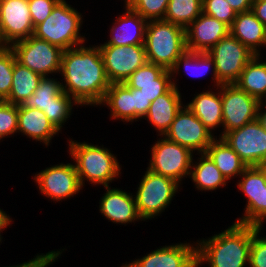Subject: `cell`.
<instances>
[{
  "label": "cell",
  "mask_w": 266,
  "mask_h": 267,
  "mask_svg": "<svg viewBox=\"0 0 266 267\" xmlns=\"http://www.w3.org/2000/svg\"><path fill=\"white\" fill-rule=\"evenodd\" d=\"M202 10L204 14L224 22L229 27L237 15L227 0H202Z\"/></svg>",
  "instance_id": "cell-37"
},
{
  "label": "cell",
  "mask_w": 266,
  "mask_h": 267,
  "mask_svg": "<svg viewBox=\"0 0 266 267\" xmlns=\"http://www.w3.org/2000/svg\"><path fill=\"white\" fill-rule=\"evenodd\" d=\"M106 193L99 202V211L106 219L113 223L128 224L142 221L139 215L135 198L132 193H127L119 188L105 187Z\"/></svg>",
  "instance_id": "cell-20"
},
{
  "label": "cell",
  "mask_w": 266,
  "mask_h": 267,
  "mask_svg": "<svg viewBox=\"0 0 266 267\" xmlns=\"http://www.w3.org/2000/svg\"><path fill=\"white\" fill-rule=\"evenodd\" d=\"M162 137L151 147V160L147 169L181 184L183 177L190 176L194 153L189 148Z\"/></svg>",
  "instance_id": "cell-8"
},
{
  "label": "cell",
  "mask_w": 266,
  "mask_h": 267,
  "mask_svg": "<svg viewBox=\"0 0 266 267\" xmlns=\"http://www.w3.org/2000/svg\"><path fill=\"white\" fill-rule=\"evenodd\" d=\"M144 47L149 63L171 70L187 50L185 29L166 20L147 21Z\"/></svg>",
  "instance_id": "cell-4"
},
{
  "label": "cell",
  "mask_w": 266,
  "mask_h": 267,
  "mask_svg": "<svg viewBox=\"0 0 266 267\" xmlns=\"http://www.w3.org/2000/svg\"><path fill=\"white\" fill-rule=\"evenodd\" d=\"M265 99V101H261L259 106H264L266 107V96L263 98V100ZM265 103V104H264Z\"/></svg>",
  "instance_id": "cell-48"
},
{
  "label": "cell",
  "mask_w": 266,
  "mask_h": 267,
  "mask_svg": "<svg viewBox=\"0 0 266 267\" xmlns=\"http://www.w3.org/2000/svg\"><path fill=\"white\" fill-rule=\"evenodd\" d=\"M7 227H0V242L2 240V237H1V232L4 231V229H6Z\"/></svg>",
  "instance_id": "cell-49"
},
{
  "label": "cell",
  "mask_w": 266,
  "mask_h": 267,
  "mask_svg": "<svg viewBox=\"0 0 266 267\" xmlns=\"http://www.w3.org/2000/svg\"><path fill=\"white\" fill-rule=\"evenodd\" d=\"M34 26L28 0H0V36L3 46L33 35Z\"/></svg>",
  "instance_id": "cell-16"
},
{
  "label": "cell",
  "mask_w": 266,
  "mask_h": 267,
  "mask_svg": "<svg viewBox=\"0 0 266 267\" xmlns=\"http://www.w3.org/2000/svg\"><path fill=\"white\" fill-rule=\"evenodd\" d=\"M124 83L129 88L140 89L150 102L173 87L171 71L149 62L139 67Z\"/></svg>",
  "instance_id": "cell-19"
},
{
  "label": "cell",
  "mask_w": 266,
  "mask_h": 267,
  "mask_svg": "<svg viewBox=\"0 0 266 267\" xmlns=\"http://www.w3.org/2000/svg\"><path fill=\"white\" fill-rule=\"evenodd\" d=\"M147 21L125 3V13L116 18L110 40L100 45L128 46L144 44Z\"/></svg>",
  "instance_id": "cell-21"
},
{
  "label": "cell",
  "mask_w": 266,
  "mask_h": 267,
  "mask_svg": "<svg viewBox=\"0 0 266 267\" xmlns=\"http://www.w3.org/2000/svg\"><path fill=\"white\" fill-rule=\"evenodd\" d=\"M265 108L263 106H259L257 119L260 121L262 126L266 129V109ZM263 109H265V110H263ZM261 110H263V111H261Z\"/></svg>",
  "instance_id": "cell-46"
},
{
  "label": "cell",
  "mask_w": 266,
  "mask_h": 267,
  "mask_svg": "<svg viewBox=\"0 0 266 267\" xmlns=\"http://www.w3.org/2000/svg\"><path fill=\"white\" fill-rule=\"evenodd\" d=\"M168 140L189 148L197 154L205 153L215 139L214 134L183 105L178 111L171 126L163 135Z\"/></svg>",
  "instance_id": "cell-12"
},
{
  "label": "cell",
  "mask_w": 266,
  "mask_h": 267,
  "mask_svg": "<svg viewBox=\"0 0 266 267\" xmlns=\"http://www.w3.org/2000/svg\"><path fill=\"white\" fill-rule=\"evenodd\" d=\"M205 153L214 162L227 181L236 175L239 177L247 168V165L239 155L222 137H219V139L216 137Z\"/></svg>",
  "instance_id": "cell-26"
},
{
  "label": "cell",
  "mask_w": 266,
  "mask_h": 267,
  "mask_svg": "<svg viewBox=\"0 0 266 267\" xmlns=\"http://www.w3.org/2000/svg\"><path fill=\"white\" fill-rule=\"evenodd\" d=\"M82 15L65 0H60L50 15L34 27L33 36L43 39L62 50L79 46L85 42L81 36Z\"/></svg>",
  "instance_id": "cell-5"
},
{
  "label": "cell",
  "mask_w": 266,
  "mask_h": 267,
  "mask_svg": "<svg viewBox=\"0 0 266 267\" xmlns=\"http://www.w3.org/2000/svg\"><path fill=\"white\" fill-rule=\"evenodd\" d=\"M132 102L134 107V120L142 119L147 114L150 107V100L147 99L140 89L131 88Z\"/></svg>",
  "instance_id": "cell-41"
},
{
  "label": "cell",
  "mask_w": 266,
  "mask_h": 267,
  "mask_svg": "<svg viewBox=\"0 0 266 267\" xmlns=\"http://www.w3.org/2000/svg\"><path fill=\"white\" fill-rule=\"evenodd\" d=\"M60 0H28L32 24L42 23Z\"/></svg>",
  "instance_id": "cell-40"
},
{
  "label": "cell",
  "mask_w": 266,
  "mask_h": 267,
  "mask_svg": "<svg viewBox=\"0 0 266 267\" xmlns=\"http://www.w3.org/2000/svg\"><path fill=\"white\" fill-rule=\"evenodd\" d=\"M216 90L218 92L211 91L210 89V91L206 90L205 92L198 93L190 103L186 104L211 132L223 124L221 85Z\"/></svg>",
  "instance_id": "cell-25"
},
{
  "label": "cell",
  "mask_w": 266,
  "mask_h": 267,
  "mask_svg": "<svg viewBox=\"0 0 266 267\" xmlns=\"http://www.w3.org/2000/svg\"><path fill=\"white\" fill-rule=\"evenodd\" d=\"M61 251V252H60ZM62 250H57V251H51L46 254H37L36 257L33 259L24 262L22 264H17L14 266H9V267H48L51 265L53 262H55L59 256H61Z\"/></svg>",
  "instance_id": "cell-42"
},
{
  "label": "cell",
  "mask_w": 266,
  "mask_h": 267,
  "mask_svg": "<svg viewBox=\"0 0 266 267\" xmlns=\"http://www.w3.org/2000/svg\"><path fill=\"white\" fill-rule=\"evenodd\" d=\"M251 11L266 26V0H253Z\"/></svg>",
  "instance_id": "cell-43"
},
{
  "label": "cell",
  "mask_w": 266,
  "mask_h": 267,
  "mask_svg": "<svg viewBox=\"0 0 266 267\" xmlns=\"http://www.w3.org/2000/svg\"><path fill=\"white\" fill-rule=\"evenodd\" d=\"M130 264L132 267H197V246L187 242L165 245Z\"/></svg>",
  "instance_id": "cell-18"
},
{
  "label": "cell",
  "mask_w": 266,
  "mask_h": 267,
  "mask_svg": "<svg viewBox=\"0 0 266 267\" xmlns=\"http://www.w3.org/2000/svg\"><path fill=\"white\" fill-rule=\"evenodd\" d=\"M222 138L250 166H259L266 158V129L258 119L226 132Z\"/></svg>",
  "instance_id": "cell-14"
},
{
  "label": "cell",
  "mask_w": 266,
  "mask_h": 267,
  "mask_svg": "<svg viewBox=\"0 0 266 267\" xmlns=\"http://www.w3.org/2000/svg\"><path fill=\"white\" fill-rule=\"evenodd\" d=\"M260 58L261 55H255L234 83L259 102L266 96V61L259 60Z\"/></svg>",
  "instance_id": "cell-28"
},
{
  "label": "cell",
  "mask_w": 266,
  "mask_h": 267,
  "mask_svg": "<svg viewBox=\"0 0 266 267\" xmlns=\"http://www.w3.org/2000/svg\"><path fill=\"white\" fill-rule=\"evenodd\" d=\"M34 180L39 191L46 197L58 202L69 199L82 190L74 164L60 163L36 173Z\"/></svg>",
  "instance_id": "cell-15"
},
{
  "label": "cell",
  "mask_w": 266,
  "mask_h": 267,
  "mask_svg": "<svg viewBox=\"0 0 266 267\" xmlns=\"http://www.w3.org/2000/svg\"><path fill=\"white\" fill-rule=\"evenodd\" d=\"M229 31L255 55H260V47H266V26L252 11L237 13Z\"/></svg>",
  "instance_id": "cell-22"
},
{
  "label": "cell",
  "mask_w": 266,
  "mask_h": 267,
  "mask_svg": "<svg viewBox=\"0 0 266 267\" xmlns=\"http://www.w3.org/2000/svg\"><path fill=\"white\" fill-rule=\"evenodd\" d=\"M17 132L45 146H49L52 138L59 133L42 110L23 107L21 104L18 105Z\"/></svg>",
  "instance_id": "cell-24"
},
{
  "label": "cell",
  "mask_w": 266,
  "mask_h": 267,
  "mask_svg": "<svg viewBox=\"0 0 266 267\" xmlns=\"http://www.w3.org/2000/svg\"><path fill=\"white\" fill-rule=\"evenodd\" d=\"M227 2L237 13L251 11L253 4V0H227Z\"/></svg>",
  "instance_id": "cell-44"
},
{
  "label": "cell",
  "mask_w": 266,
  "mask_h": 267,
  "mask_svg": "<svg viewBox=\"0 0 266 267\" xmlns=\"http://www.w3.org/2000/svg\"><path fill=\"white\" fill-rule=\"evenodd\" d=\"M134 195L142 220H149L160 214L171 204L180 186L176 180L155 174L147 169Z\"/></svg>",
  "instance_id": "cell-6"
},
{
  "label": "cell",
  "mask_w": 266,
  "mask_h": 267,
  "mask_svg": "<svg viewBox=\"0 0 266 267\" xmlns=\"http://www.w3.org/2000/svg\"><path fill=\"white\" fill-rule=\"evenodd\" d=\"M181 93L173 86L168 92L157 97L151 102L149 110L143 119L149 121L151 126L163 136L171 126L176 114L184 105L181 101Z\"/></svg>",
  "instance_id": "cell-23"
},
{
  "label": "cell",
  "mask_w": 266,
  "mask_h": 267,
  "mask_svg": "<svg viewBox=\"0 0 266 267\" xmlns=\"http://www.w3.org/2000/svg\"><path fill=\"white\" fill-rule=\"evenodd\" d=\"M121 267H132V265L130 263H127L124 265V263H123V265Z\"/></svg>",
  "instance_id": "cell-50"
},
{
  "label": "cell",
  "mask_w": 266,
  "mask_h": 267,
  "mask_svg": "<svg viewBox=\"0 0 266 267\" xmlns=\"http://www.w3.org/2000/svg\"><path fill=\"white\" fill-rule=\"evenodd\" d=\"M4 47L3 44H2V39H1V36H0V48Z\"/></svg>",
  "instance_id": "cell-51"
},
{
  "label": "cell",
  "mask_w": 266,
  "mask_h": 267,
  "mask_svg": "<svg viewBox=\"0 0 266 267\" xmlns=\"http://www.w3.org/2000/svg\"><path fill=\"white\" fill-rule=\"evenodd\" d=\"M124 2L146 21H152L164 19L169 0H125Z\"/></svg>",
  "instance_id": "cell-35"
},
{
  "label": "cell",
  "mask_w": 266,
  "mask_h": 267,
  "mask_svg": "<svg viewBox=\"0 0 266 267\" xmlns=\"http://www.w3.org/2000/svg\"><path fill=\"white\" fill-rule=\"evenodd\" d=\"M98 47L111 84L124 83L131 74L148 62L144 44L99 45Z\"/></svg>",
  "instance_id": "cell-13"
},
{
  "label": "cell",
  "mask_w": 266,
  "mask_h": 267,
  "mask_svg": "<svg viewBox=\"0 0 266 267\" xmlns=\"http://www.w3.org/2000/svg\"><path fill=\"white\" fill-rule=\"evenodd\" d=\"M110 109L111 119H120L123 122L134 121V107L131 88L125 83H112L107 89L102 102Z\"/></svg>",
  "instance_id": "cell-27"
},
{
  "label": "cell",
  "mask_w": 266,
  "mask_h": 267,
  "mask_svg": "<svg viewBox=\"0 0 266 267\" xmlns=\"http://www.w3.org/2000/svg\"><path fill=\"white\" fill-rule=\"evenodd\" d=\"M73 105L79 104L63 91L53 99V103L47 110H43V112L54 127L61 132V128L72 113Z\"/></svg>",
  "instance_id": "cell-34"
},
{
  "label": "cell",
  "mask_w": 266,
  "mask_h": 267,
  "mask_svg": "<svg viewBox=\"0 0 266 267\" xmlns=\"http://www.w3.org/2000/svg\"><path fill=\"white\" fill-rule=\"evenodd\" d=\"M207 53L214 61L217 79L222 84H234L246 64L255 56L230 33Z\"/></svg>",
  "instance_id": "cell-9"
},
{
  "label": "cell",
  "mask_w": 266,
  "mask_h": 267,
  "mask_svg": "<svg viewBox=\"0 0 266 267\" xmlns=\"http://www.w3.org/2000/svg\"><path fill=\"white\" fill-rule=\"evenodd\" d=\"M198 161L193 163L192 160L189 176L197 190L214 191L219 187L226 186L228 181L206 153H200Z\"/></svg>",
  "instance_id": "cell-30"
},
{
  "label": "cell",
  "mask_w": 266,
  "mask_h": 267,
  "mask_svg": "<svg viewBox=\"0 0 266 267\" xmlns=\"http://www.w3.org/2000/svg\"><path fill=\"white\" fill-rule=\"evenodd\" d=\"M15 60V54L10 47L0 48V97L2 100H6L11 91Z\"/></svg>",
  "instance_id": "cell-36"
},
{
  "label": "cell",
  "mask_w": 266,
  "mask_h": 267,
  "mask_svg": "<svg viewBox=\"0 0 266 267\" xmlns=\"http://www.w3.org/2000/svg\"><path fill=\"white\" fill-rule=\"evenodd\" d=\"M262 228L253 235L249 252V267H266V236L260 237Z\"/></svg>",
  "instance_id": "cell-39"
},
{
  "label": "cell",
  "mask_w": 266,
  "mask_h": 267,
  "mask_svg": "<svg viewBox=\"0 0 266 267\" xmlns=\"http://www.w3.org/2000/svg\"><path fill=\"white\" fill-rule=\"evenodd\" d=\"M229 33L228 25L202 12L185 29L186 48L193 52H208Z\"/></svg>",
  "instance_id": "cell-17"
},
{
  "label": "cell",
  "mask_w": 266,
  "mask_h": 267,
  "mask_svg": "<svg viewBox=\"0 0 266 267\" xmlns=\"http://www.w3.org/2000/svg\"><path fill=\"white\" fill-rule=\"evenodd\" d=\"M62 92V82L57 81V79L43 77L32 96L23 101L21 105L27 108H37L42 111L47 110L53 103V99Z\"/></svg>",
  "instance_id": "cell-33"
},
{
  "label": "cell",
  "mask_w": 266,
  "mask_h": 267,
  "mask_svg": "<svg viewBox=\"0 0 266 267\" xmlns=\"http://www.w3.org/2000/svg\"><path fill=\"white\" fill-rule=\"evenodd\" d=\"M236 184L247 197L244 215L237 223L262 228L266 219V172L259 166L247 167Z\"/></svg>",
  "instance_id": "cell-11"
},
{
  "label": "cell",
  "mask_w": 266,
  "mask_h": 267,
  "mask_svg": "<svg viewBox=\"0 0 266 267\" xmlns=\"http://www.w3.org/2000/svg\"><path fill=\"white\" fill-rule=\"evenodd\" d=\"M42 78L41 75L15 60L11 91L5 101L16 105L22 104L23 101L32 96Z\"/></svg>",
  "instance_id": "cell-31"
},
{
  "label": "cell",
  "mask_w": 266,
  "mask_h": 267,
  "mask_svg": "<svg viewBox=\"0 0 266 267\" xmlns=\"http://www.w3.org/2000/svg\"><path fill=\"white\" fill-rule=\"evenodd\" d=\"M202 12V0H169L163 20L186 29Z\"/></svg>",
  "instance_id": "cell-32"
},
{
  "label": "cell",
  "mask_w": 266,
  "mask_h": 267,
  "mask_svg": "<svg viewBox=\"0 0 266 267\" xmlns=\"http://www.w3.org/2000/svg\"><path fill=\"white\" fill-rule=\"evenodd\" d=\"M223 132L241 128L257 119L260 102L236 84H221Z\"/></svg>",
  "instance_id": "cell-10"
},
{
  "label": "cell",
  "mask_w": 266,
  "mask_h": 267,
  "mask_svg": "<svg viewBox=\"0 0 266 267\" xmlns=\"http://www.w3.org/2000/svg\"><path fill=\"white\" fill-rule=\"evenodd\" d=\"M60 74L63 91L80 106L99 105L111 85L98 45L64 50Z\"/></svg>",
  "instance_id": "cell-1"
},
{
  "label": "cell",
  "mask_w": 266,
  "mask_h": 267,
  "mask_svg": "<svg viewBox=\"0 0 266 267\" xmlns=\"http://www.w3.org/2000/svg\"><path fill=\"white\" fill-rule=\"evenodd\" d=\"M69 154L75 162L77 174L81 186L85 185V180L90 184L109 186L121 174L118 160L111 153L110 149L86 142H68Z\"/></svg>",
  "instance_id": "cell-3"
},
{
  "label": "cell",
  "mask_w": 266,
  "mask_h": 267,
  "mask_svg": "<svg viewBox=\"0 0 266 267\" xmlns=\"http://www.w3.org/2000/svg\"><path fill=\"white\" fill-rule=\"evenodd\" d=\"M259 167L266 172V158L261 162Z\"/></svg>",
  "instance_id": "cell-47"
},
{
  "label": "cell",
  "mask_w": 266,
  "mask_h": 267,
  "mask_svg": "<svg viewBox=\"0 0 266 267\" xmlns=\"http://www.w3.org/2000/svg\"><path fill=\"white\" fill-rule=\"evenodd\" d=\"M16 61L42 77L48 74L59 73L61 70V48L33 35L27 39L15 42L10 46Z\"/></svg>",
  "instance_id": "cell-7"
},
{
  "label": "cell",
  "mask_w": 266,
  "mask_h": 267,
  "mask_svg": "<svg viewBox=\"0 0 266 267\" xmlns=\"http://www.w3.org/2000/svg\"><path fill=\"white\" fill-rule=\"evenodd\" d=\"M260 227L234 222L209 239L197 241V267H245L249 264L252 235Z\"/></svg>",
  "instance_id": "cell-2"
},
{
  "label": "cell",
  "mask_w": 266,
  "mask_h": 267,
  "mask_svg": "<svg viewBox=\"0 0 266 267\" xmlns=\"http://www.w3.org/2000/svg\"><path fill=\"white\" fill-rule=\"evenodd\" d=\"M17 128L18 105L3 100L0 103V140L17 133Z\"/></svg>",
  "instance_id": "cell-38"
},
{
  "label": "cell",
  "mask_w": 266,
  "mask_h": 267,
  "mask_svg": "<svg viewBox=\"0 0 266 267\" xmlns=\"http://www.w3.org/2000/svg\"><path fill=\"white\" fill-rule=\"evenodd\" d=\"M181 66L184 67L186 73L193 77L205 76L212 68V80L214 85L218 88L222 83L217 79L215 64L213 59L207 52H193L186 50L177 60L173 68L170 70L173 77V86L178 88L177 83L174 81V74H179Z\"/></svg>",
  "instance_id": "cell-29"
},
{
  "label": "cell",
  "mask_w": 266,
  "mask_h": 267,
  "mask_svg": "<svg viewBox=\"0 0 266 267\" xmlns=\"http://www.w3.org/2000/svg\"><path fill=\"white\" fill-rule=\"evenodd\" d=\"M9 215L6 214L3 210L0 209V227H7L11 225V220Z\"/></svg>",
  "instance_id": "cell-45"
}]
</instances>
